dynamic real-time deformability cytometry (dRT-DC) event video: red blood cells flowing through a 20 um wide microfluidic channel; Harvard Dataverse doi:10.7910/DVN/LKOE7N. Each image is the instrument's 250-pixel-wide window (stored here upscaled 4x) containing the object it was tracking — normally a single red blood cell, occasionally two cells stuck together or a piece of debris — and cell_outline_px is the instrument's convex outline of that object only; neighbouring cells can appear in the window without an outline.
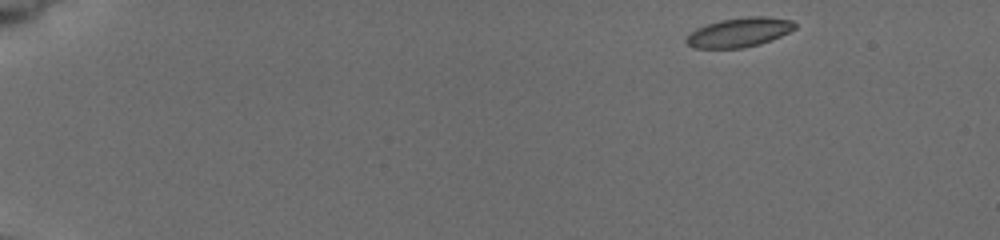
{"species": "common noctule bat (a hibernating species)", "species_latin": "Nyctalus noctula", "temperature_condition": "cold", "stored_images_in_passage": 6, "camera_frame_rate_fps": 3000, "um_per_image_px": 0.085, "animal": {"sex": "female", "body_mass_g": 19.5, "forearm_length_mm": 54.1}, "frame": {"image": 1, "passage_image": 1, "time_ms": 0.0, "image_size_px": [1000, 240], "cell_outline_px": [[796, 28], [780, 36], [760, 44], [740, 48], [696, 48], [688, 44], [684, 40], [696, 28], [720, 20], [748, 16], [764, 16], [792, 20], [796, 24]], "centroid_in_image_um": [62.85, 2.74], "position_along_channel_um": 22.2, "area_um2": 18.38}}
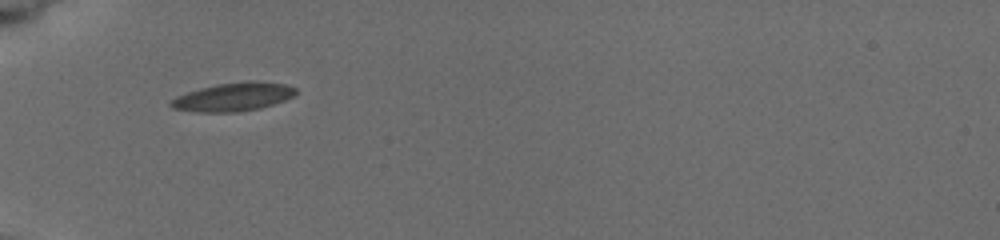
{"frame": {"image": 2, "passage_image": 5, "time_ms": 4.333, "image_size_px": [1000, 240], "cell_outline_px": [[296, 92], [292, 96], [284, 100], [260, 108], [236, 112], [196, 112], [172, 108], [168, 104], [176, 96], [200, 88], [220, 84], [284, 84], [296, 88]], "centroid_in_image_um": [19.73, 8.3], "position_along_channel_um": 65.3, "area_um2": 19.54}}